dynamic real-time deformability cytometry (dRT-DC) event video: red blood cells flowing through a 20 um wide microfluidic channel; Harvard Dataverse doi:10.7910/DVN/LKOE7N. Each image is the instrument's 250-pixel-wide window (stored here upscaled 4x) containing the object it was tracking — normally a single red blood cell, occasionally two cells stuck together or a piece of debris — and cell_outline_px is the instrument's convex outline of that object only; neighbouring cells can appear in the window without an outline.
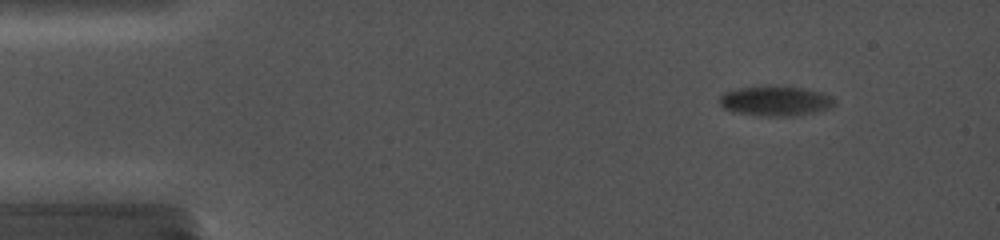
{"species": "common noctule bat (a hibernating species)", "species_latin": "Nyctalus noctula", "temperature_condition": "cold", "stored_images_in_passage": 17, "camera_frame_rate_fps": 5000, "um_per_image_px": 0.085, "animal": {"sex": "female", "body_mass_g": 19.0, "forearm_length_mm": 56.7}, "frame": {"image": 1, "passage_image": 3, "time_ms": 1.0, "image_size_px": [1000, 240], "cell_outline_px": [[836, 104], [828, 108], [812, 112], [792, 116], [760, 116], [736, 112], [724, 108], [720, 104], [720, 96], [724, 92], [740, 88], [804, 88], [824, 92], [832, 96], [836, 100]], "centroid_in_image_um": [65.96, 8.61], "position_along_channel_um": 19.0, "area_um2": 19.42}}
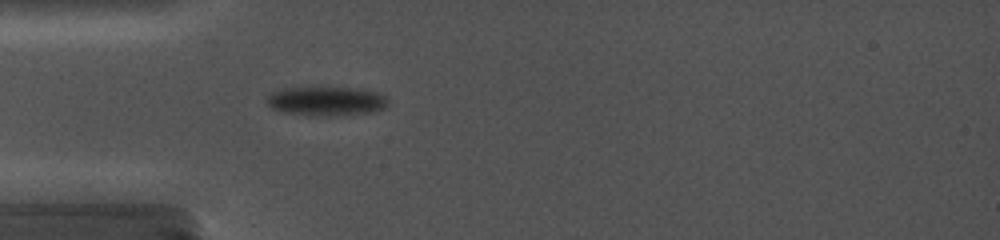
{"frame": {"image": 2, "passage_image": 10, "time_ms": 4.4, "image_size_px": [1000, 240], "cell_outline_px": [[388, 104], [384, 108], [376, 112], [344, 116], [308, 116], [284, 112], [272, 108], [268, 104], [268, 96], [272, 92], [284, 88], [324, 84], [360, 88], [380, 92], [388, 100]], "centroid_in_image_um": [27.79, 8.56], "position_along_channel_um": 57.2, "area_um2": 22.02}}